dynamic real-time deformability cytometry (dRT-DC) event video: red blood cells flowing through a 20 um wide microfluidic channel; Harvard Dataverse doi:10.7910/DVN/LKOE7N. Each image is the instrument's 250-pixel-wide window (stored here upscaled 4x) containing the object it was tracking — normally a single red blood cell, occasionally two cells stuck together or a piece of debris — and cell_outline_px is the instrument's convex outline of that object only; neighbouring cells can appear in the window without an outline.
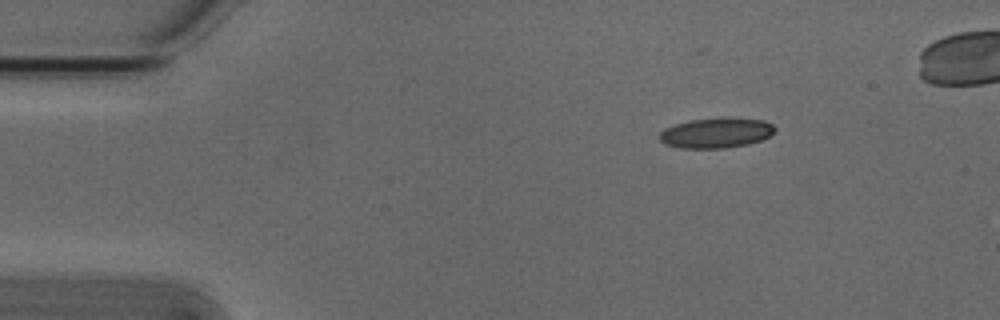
{"species": "Egyptian fruit bat (a non-hibernating species)", "species_latin": "Rousettus aegyptiacus", "temperature_condition": "cold", "stored_images_in_passage": 4, "camera_frame_rate_fps": 3000, "um_per_image_px": 0.085, "animal": {"sex": "male"}, "frame": {"image": 1, "passage_image": 1, "time_ms": 0.0, "image_size_px": [1000, 320], "cell_outline_px": [[776, 128], [768, 136], [760, 140], [748, 144], [724, 148], [680, 148], [664, 144], [660, 140], [660, 132], [664, 128], [688, 120], [728, 116], [764, 120], [772, 124]], "centroid_in_image_um": [60.86, 11.27], "position_along_channel_um": 24.1, "area_um2": 20.52}}